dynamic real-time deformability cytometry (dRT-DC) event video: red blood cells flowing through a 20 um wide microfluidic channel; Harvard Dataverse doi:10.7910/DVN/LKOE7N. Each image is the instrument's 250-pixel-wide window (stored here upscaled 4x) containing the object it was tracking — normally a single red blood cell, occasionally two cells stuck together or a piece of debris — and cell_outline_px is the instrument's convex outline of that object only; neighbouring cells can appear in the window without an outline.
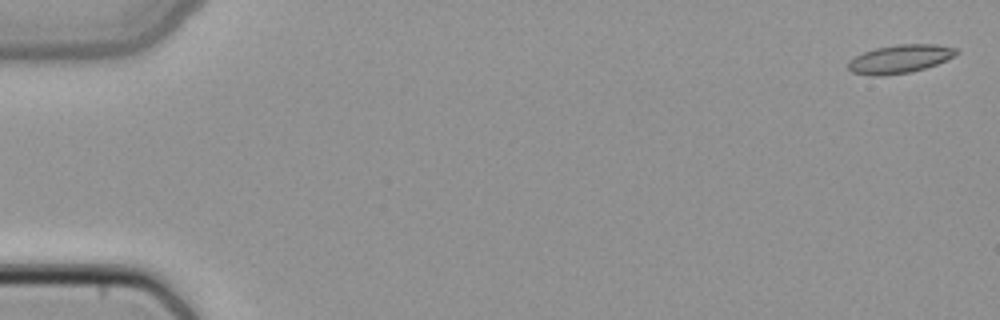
{"species": "common noctule bat (a hibernating species)", "species_latin": "Nyctalus noctula", "temperature_condition": "cold", "stored_images_in_passage": 5, "camera_frame_rate_fps": 3000, "um_per_image_px": 0.085, "animal": {"sex": "female", "body_mass_g": 22.7, "forearm_length_mm": 54.2}, "frame": {"image": 1, "passage_image": 1, "time_ms": 0.0, "image_size_px": [1000, 320], "cell_outline_px": [[960, 52], [936, 64], [912, 72], [884, 76], [872, 76], [852, 72], [848, 68], [848, 60], [864, 52], [876, 48], [896, 44], [936, 44], [956, 48]], "centroid_in_image_um": [76.46, 5.01], "position_along_channel_um": 8.5, "area_um2": 17.86}}
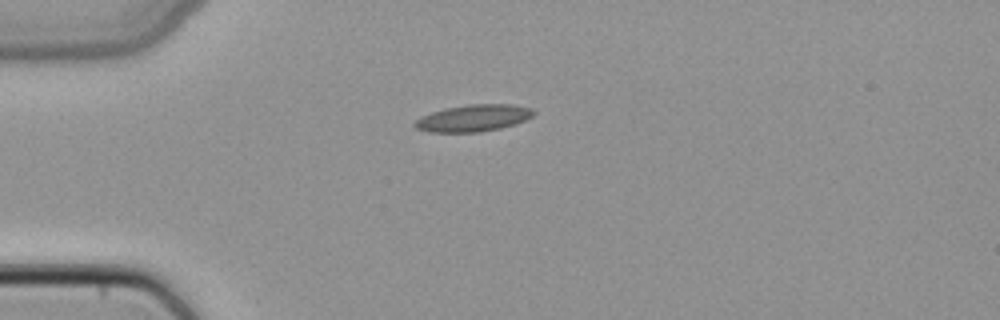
{"frame": {"image": 2, "passage_image": 4, "time_ms": 1.0, "image_size_px": [1000, 320], "cell_outline_px": [[536, 112], [532, 116], [516, 124], [500, 128], [480, 132], [428, 132], [416, 128], [412, 124], [420, 116], [444, 108], [468, 104], [512, 104], [532, 108]], "centroid_in_image_um": [40.22, 10.03], "position_along_channel_um": 44.8, "area_um2": 18.73}}